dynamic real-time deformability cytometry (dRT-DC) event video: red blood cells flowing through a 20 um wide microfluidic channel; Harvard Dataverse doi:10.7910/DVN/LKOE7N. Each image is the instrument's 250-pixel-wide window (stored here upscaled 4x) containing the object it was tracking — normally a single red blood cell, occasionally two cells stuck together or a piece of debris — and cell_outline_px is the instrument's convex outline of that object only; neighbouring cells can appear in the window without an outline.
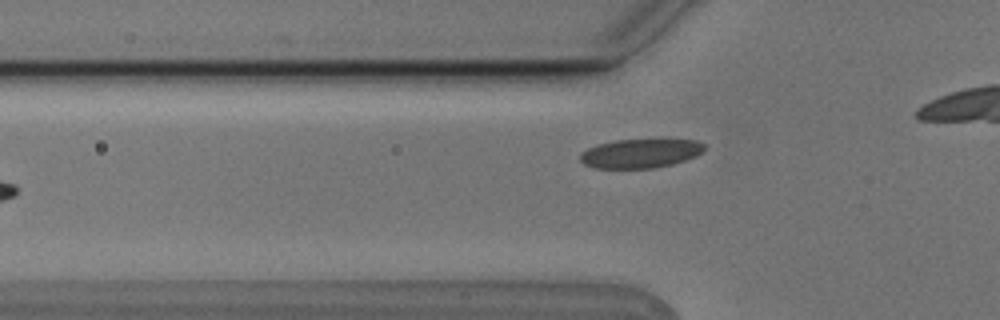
{"species": "Egyptian fruit bat (a non-hibernating species)", "species_latin": "Rousettus aegyptiacus", "temperature_condition": "cold", "stored_images_in_passage": 6, "camera_frame_rate_fps": 3000, "um_per_image_px": 0.085, "animal": {"sex": "male"}, "frame": {"image": 1, "passage_image": 6, "time_ms": 1.667, "image_size_px": [1000, 320], "cell_outline_px": [[704, 152], [696, 156], [672, 164], [652, 168], [592, 168], [584, 164], [580, 160], [580, 152], [588, 148], [600, 144], [616, 140], [696, 140], [704, 144]], "centroid_in_image_um": [54.42, 13.05], "position_along_channel_um": 71.4, "area_um2": 20.87}}